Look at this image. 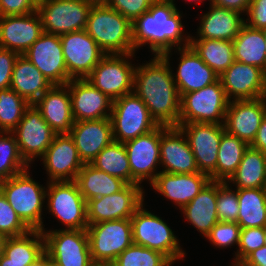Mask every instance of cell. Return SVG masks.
<instances>
[{
	"mask_svg": "<svg viewBox=\"0 0 266 266\" xmlns=\"http://www.w3.org/2000/svg\"><path fill=\"white\" fill-rule=\"evenodd\" d=\"M171 51L135 67L133 92L146 104L158 125L178 126L181 96L170 67Z\"/></svg>",
	"mask_w": 266,
	"mask_h": 266,
	"instance_id": "6da1fadb",
	"label": "cell"
},
{
	"mask_svg": "<svg viewBox=\"0 0 266 266\" xmlns=\"http://www.w3.org/2000/svg\"><path fill=\"white\" fill-rule=\"evenodd\" d=\"M175 5V0L153 2L148 11L132 22L134 53L146 44L158 56L171 51L173 47L177 50L190 46L191 36H183L182 15Z\"/></svg>",
	"mask_w": 266,
	"mask_h": 266,
	"instance_id": "7a4b0ae2",
	"label": "cell"
},
{
	"mask_svg": "<svg viewBox=\"0 0 266 266\" xmlns=\"http://www.w3.org/2000/svg\"><path fill=\"white\" fill-rule=\"evenodd\" d=\"M85 30L105 54L134 53L132 22L107 4L92 5Z\"/></svg>",
	"mask_w": 266,
	"mask_h": 266,
	"instance_id": "3957f363",
	"label": "cell"
},
{
	"mask_svg": "<svg viewBox=\"0 0 266 266\" xmlns=\"http://www.w3.org/2000/svg\"><path fill=\"white\" fill-rule=\"evenodd\" d=\"M47 188L36 182L27 170L0 182V191L19 218L31 229L45 231L42 209Z\"/></svg>",
	"mask_w": 266,
	"mask_h": 266,
	"instance_id": "277c9868",
	"label": "cell"
},
{
	"mask_svg": "<svg viewBox=\"0 0 266 266\" xmlns=\"http://www.w3.org/2000/svg\"><path fill=\"white\" fill-rule=\"evenodd\" d=\"M144 203L130 218L132 224L133 243L158 251L173 264L184 259L185 251L172 229L159 216L146 210Z\"/></svg>",
	"mask_w": 266,
	"mask_h": 266,
	"instance_id": "5b68a950",
	"label": "cell"
},
{
	"mask_svg": "<svg viewBox=\"0 0 266 266\" xmlns=\"http://www.w3.org/2000/svg\"><path fill=\"white\" fill-rule=\"evenodd\" d=\"M228 103L220 79L198 91L184 93L180 99L178 124H224Z\"/></svg>",
	"mask_w": 266,
	"mask_h": 266,
	"instance_id": "8992f818",
	"label": "cell"
},
{
	"mask_svg": "<svg viewBox=\"0 0 266 266\" xmlns=\"http://www.w3.org/2000/svg\"><path fill=\"white\" fill-rule=\"evenodd\" d=\"M86 231L91 259L95 265H110L133 244L130 219L103 221L88 225Z\"/></svg>",
	"mask_w": 266,
	"mask_h": 266,
	"instance_id": "52a82bcc",
	"label": "cell"
},
{
	"mask_svg": "<svg viewBox=\"0 0 266 266\" xmlns=\"http://www.w3.org/2000/svg\"><path fill=\"white\" fill-rule=\"evenodd\" d=\"M110 119L113 139L121 143L144 135L158 126L146 104L134 92L113 101Z\"/></svg>",
	"mask_w": 266,
	"mask_h": 266,
	"instance_id": "ba28073f",
	"label": "cell"
},
{
	"mask_svg": "<svg viewBox=\"0 0 266 266\" xmlns=\"http://www.w3.org/2000/svg\"><path fill=\"white\" fill-rule=\"evenodd\" d=\"M132 57L135 53L106 54L85 79L113 101L130 94L136 67L130 62Z\"/></svg>",
	"mask_w": 266,
	"mask_h": 266,
	"instance_id": "9c48e42d",
	"label": "cell"
},
{
	"mask_svg": "<svg viewBox=\"0 0 266 266\" xmlns=\"http://www.w3.org/2000/svg\"><path fill=\"white\" fill-rule=\"evenodd\" d=\"M47 208L65 230H86L87 207L75 181L48 182L46 186Z\"/></svg>",
	"mask_w": 266,
	"mask_h": 266,
	"instance_id": "30bf717a",
	"label": "cell"
},
{
	"mask_svg": "<svg viewBox=\"0 0 266 266\" xmlns=\"http://www.w3.org/2000/svg\"><path fill=\"white\" fill-rule=\"evenodd\" d=\"M91 7L86 0H43L36 11L44 32L60 36L85 30Z\"/></svg>",
	"mask_w": 266,
	"mask_h": 266,
	"instance_id": "8fae6325",
	"label": "cell"
},
{
	"mask_svg": "<svg viewBox=\"0 0 266 266\" xmlns=\"http://www.w3.org/2000/svg\"><path fill=\"white\" fill-rule=\"evenodd\" d=\"M143 188L140 184H127L116 193L88 200L86 202L88 225L130 219L144 203Z\"/></svg>",
	"mask_w": 266,
	"mask_h": 266,
	"instance_id": "7c38bea8",
	"label": "cell"
},
{
	"mask_svg": "<svg viewBox=\"0 0 266 266\" xmlns=\"http://www.w3.org/2000/svg\"><path fill=\"white\" fill-rule=\"evenodd\" d=\"M45 253L60 266H95L86 230L55 229L42 231Z\"/></svg>",
	"mask_w": 266,
	"mask_h": 266,
	"instance_id": "4fadbf2b",
	"label": "cell"
},
{
	"mask_svg": "<svg viewBox=\"0 0 266 266\" xmlns=\"http://www.w3.org/2000/svg\"><path fill=\"white\" fill-rule=\"evenodd\" d=\"M12 133L16 137L20 155L28 165L34 158L44 155L56 135L34 104L25 110Z\"/></svg>",
	"mask_w": 266,
	"mask_h": 266,
	"instance_id": "5bb4252c",
	"label": "cell"
},
{
	"mask_svg": "<svg viewBox=\"0 0 266 266\" xmlns=\"http://www.w3.org/2000/svg\"><path fill=\"white\" fill-rule=\"evenodd\" d=\"M60 40L71 79H85L106 55L86 30L62 34Z\"/></svg>",
	"mask_w": 266,
	"mask_h": 266,
	"instance_id": "9a60e30c",
	"label": "cell"
},
{
	"mask_svg": "<svg viewBox=\"0 0 266 266\" xmlns=\"http://www.w3.org/2000/svg\"><path fill=\"white\" fill-rule=\"evenodd\" d=\"M124 145L131 170V184L141 185L147 179L151 184L161 172L157 171V166H160V125Z\"/></svg>",
	"mask_w": 266,
	"mask_h": 266,
	"instance_id": "2e32d148",
	"label": "cell"
},
{
	"mask_svg": "<svg viewBox=\"0 0 266 266\" xmlns=\"http://www.w3.org/2000/svg\"><path fill=\"white\" fill-rule=\"evenodd\" d=\"M177 127L189 142L199 172L210 176L216 170L219 145L225 132L224 124L187 123L178 124Z\"/></svg>",
	"mask_w": 266,
	"mask_h": 266,
	"instance_id": "e0dca14e",
	"label": "cell"
},
{
	"mask_svg": "<svg viewBox=\"0 0 266 266\" xmlns=\"http://www.w3.org/2000/svg\"><path fill=\"white\" fill-rule=\"evenodd\" d=\"M53 85H65L68 76L59 35L43 33L23 54Z\"/></svg>",
	"mask_w": 266,
	"mask_h": 266,
	"instance_id": "ac0fdd59",
	"label": "cell"
},
{
	"mask_svg": "<svg viewBox=\"0 0 266 266\" xmlns=\"http://www.w3.org/2000/svg\"><path fill=\"white\" fill-rule=\"evenodd\" d=\"M40 159L49 176V182L75 181L84 165L69 134H56Z\"/></svg>",
	"mask_w": 266,
	"mask_h": 266,
	"instance_id": "d6986e66",
	"label": "cell"
},
{
	"mask_svg": "<svg viewBox=\"0 0 266 266\" xmlns=\"http://www.w3.org/2000/svg\"><path fill=\"white\" fill-rule=\"evenodd\" d=\"M160 164L161 172L189 174L199 169L189 142L177 126L160 125Z\"/></svg>",
	"mask_w": 266,
	"mask_h": 266,
	"instance_id": "ffe728a7",
	"label": "cell"
},
{
	"mask_svg": "<svg viewBox=\"0 0 266 266\" xmlns=\"http://www.w3.org/2000/svg\"><path fill=\"white\" fill-rule=\"evenodd\" d=\"M219 79L229 101L263 98L266 90V73L253 65L234 61Z\"/></svg>",
	"mask_w": 266,
	"mask_h": 266,
	"instance_id": "44dd1931",
	"label": "cell"
},
{
	"mask_svg": "<svg viewBox=\"0 0 266 266\" xmlns=\"http://www.w3.org/2000/svg\"><path fill=\"white\" fill-rule=\"evenodd\" d=\"M266 115L265 98L231 100L225 114L224 128L231 135L249 145L256 137L258 128Z\"/></svg>",
	"mask_w": 266,
	"mask_h": 266,
	"instance_id": "7402d4cb",
	"label": "cell"
},
{
	"mask_svg": "<svg viewBox=\"0 0 266 266\" xmlns=\"http://www.w3.org/2000/svg\"><path fill=\"white\" fill-rule=\"evenodd\" d=\"M66 85L69 88L75 122L111 116L113 100L94 87L87 79H71Z\"/></svg>",
	"mask_w": 266,
	"mask_h": 266,
	"instance_id": "603a6c76",
	"label": "cell"
},
{
	"mask_svg": "<svg viewBox=\"0 0 266 266\" xmlns=\"http://www.w3.org/2000/svg\"><path fill=\"white\" fill-rule=\"evenodd\" d=\"M43 33L37 11L24 15L2 16L0 47L23 55Z\"/></svg>",
	"mask_w": 266,
	"mask_h": 266,
	"instance_id": "cb8c5ba5",
	"label": "cell"
},
{
	"mask_svg": "<svg viewBox=\"0 0 266 266\" xmlns=\"http://www.w3.org/2000/svg\"><path fill=\"white\" fill-rule=\"evenodd\" d=\"M69 135L84 164H90L114 140L110 117L74 122Z\"/></svg>",
	"mask_w": 266,
	"mask_h": 266,
	"instance_id": "d4e9b609",
	"label": "cell"
},
{
	"mask_svg": "<svg viewBox=\"0 0 266 266\" xmlns=\"http://www.w3.org/2000/svg\"><path fill=\"white\" fill-rule=\"evenodd\" d=\"M207 174L197 172L176 174L159 172L151 187L160 195L170 199L180 209L188 204L210 181Z\"/></svg>",
	"mask_w": 266,
	"mask_h": 266,
	"instance_id": "484cf974",
	"label": "cell"
},
{
	"mask_svg": "<svg viewBox=\"0 0 266 266\" xmlns=\"http://www.w3.org/2000/svg\"><path fill=\"white\" fill-rule=\"evenodd\" d=\"M180 62L177 73H172L180 96L198 91L219 80V75L205 64L191 46L178 48Z\"/></svg>",
	"mask_w": 266,
	"mask_h": 266,
	"instance_id": "4316f807",
	"label": "cell"
},
{
	"mask_svg": "<svg viewBox=\"0 0 266 266\" xmlns=\"http://www.w3.org/2000/svg\"><path fill=\"white\" fill-rule=\"evenodd\" d=\"M42 118L56 134H69L74 119L68 86L52 85L35 103Z\"/></svg>",
	"mask_w": 266,
	"mask_h": 266,
	"instance_id": "83f0119b",
	"label": "cell"
},
{
	"mask_svg": "<svg viewBox=\"0 0 266 266\" xmlns=\"http://www.w3.org/2000/svg\"><path fill=\"white\" fill-rule=\"evenodd\" d=\"M209 12L204 13L200 20L197 39H218L233 41L245 23L241 13L222 8L210 3Z\"/></svg>",
	"mask_w": 266,
	"mask_h": 266,
	"instance_id": "f1b7e54d",
	"label": "cell"
},
{
	"mask_svg": "<svg viewBox=\"0 0 266 266\" xmlns=\"http://www.w3.org/2000/svg\"><path fill=\"white\" fill-rule=\"evenodd\" d=\"M185 216L198 232L204 237L214 225L219 222L217 215V181L210 180L203 189L181 209Z\"/></svg>",
	"mask_w": 266,
	"mask_h": 266,
	"instance_id": "f546056e",
	"label": "cell"
},
{
	"mask_svg": "<svg viewBox=\"0 0 266 266\" xmlns=\"http://www.w3.org/2000/svg\"><path fill=\"white\" fill-rule=\"evenodd\" d=\"M53 84L24 55L15 61L10 89L34 104Z\"/></svg>",
	"mask_w": 266,
	"mask_h": 266,
	"instance_id": "4dcf8cb0",
	"label": "cell"
},
{
	"mask_svg": "<svg viewBox=\"0 0 266 266\" xmlns=\"http://www.w3.org/2000/svg\"><path fill=\"white\" fill-rule=\"evenodd\" d=\"M234 58L261 68L266 73V40L263 31L243 24L233 40Z\"/></svg>",
	"mask_w": 266,
	"mask_h": 266,
	"instance_id": "1f68e13d",
	"label": "cell"
},
{
	"mask_svg": "<svg viewBox=\"0 0 266 266\" xmlns=\"http://www.w3.org/2000/svg\"><path fill=\"white\" fill-rule=\"evenodd\" d=\"M75 182L86 202L116 193L127 185L125 181L98 170L91 164L83 165Z\"/></svg>",
	"mask_w": 266,
	"mask_h": 266,
	"instance_id": "d6a6232c",
	"label": "cell"
},
{
	"mask_svg": "<svg viewBox=\"0 0 266 266\" xmlns=\"http://www.w3.org/2000/svg\"><path fill=\"white\" fill-rule=\"evenodd\" d=\"M235 189L266 187V153L249 145L235 173L227 181Z\"/></svg>",
	"mask_w": 266,
	"mask_h": 266,
	"instance_id": "836d02e7",
	"label": "cell"
},
{
	"mask_svg": "<svg viewBox=\"0 0 266 266\" xmlns=\"http://www.w3.org/2000/svg\"><path fill=\"white\" fill-rule=\"evenodd\" d=\"M239 212L237 223L243 228L266 226V189H237Z\"/></svg>",
	"mask_w": 266,
	"mask_h": 266,
	"instance_id": "e575fe53",
	"label": "cell"
},
{
	"mask_svg": "<svg viewBox=\"0 0 266 266\" xmlns=\"http://www.w3.org/2000/svg\"><path fill=\"white\" fill-rule=\"evenodd\" d=\"M190 46L202 61L219 76L235 61L233 41L218 39H196L191 36Z\"/></svg>",
	"mask_w": 266,
	"mask_h": 266,
	"instance_id": "d590c367",
	"label": "cell"
},
{
	"mask_svg": "<svg viewBox=\"0 0 266 266\" xmlns=\"http://www.w3.org/2000/svg\"><path fill=\"white\" fill-rule=\"evenodd\" d=\"M249 144L226 131L219 145L216 170L209 176L212 181L227 182L238 168Z\"/></svg>",
	"mask_w": 266,
	"mask_h": 266,
	"instance_id": "8d00e7d4",
	"label": "cell"
},
{
	"mask_svg": "<svg viewBox=\"0 0 266 266\" xmlns=\"http://www.w3.org/2000/svg\"><path fill=\"white\" fill-rule=\"evenodd\" d=\"M45 253V239L41 230H30L28 233L7 237L3 254L10 261L35 262Z\"/></svg>",
	"mask_w": 266,
	"mask_h": 266,
	"instance_id": "74e56055",
	"label": "cell"
},
{
	"mask_svg": "<svg viewBox=\"0 0 266 266\" xmlns=\"http://www.w3.org/2000/svg\"><path fill=\"white\" fill-rule=\"evenodd\" d=\"M90 164L98 170L131 184V170L124 143L113 140Z\"/></svg>",
	"mask_w": 266,
	"mask_h": 266,
	"instance_id": "f35d334b",
	"label": "cell"
},
{
	"mask_svg": "<svg viewBox=\"0 0 266 266\" xmlns=\"http://www.w3.org/2000/svg\"><path fill=\"white\" fill-rule=\"evenodd\" d=\"M21 157L12 132H0V182L30 168Z\"/></svg>",
	"mask_w": 266,
	"mask_h": 266,
	"instance_id": "ab89813d",
	"label": "cell"
},
{
	"mask_svg": "<svg viewBox=\"0 0 266 266\" xmlns=\"http://www.w3.org/2000/svg\"><path fill=\"white\" fill-rule=\"evenodd\" d=\"M29 106L14 90L0 89V132H12Z\"/></svg>",
	"mask_w": 266,
	"mask_h": 266,
	"instance_id": "60d3db41",
	"label": "cell"
},
{
	"mask_svg": "<svg viewBox=\"0 0 266 266\" xmlns=\"http://www.w3.org/2000/svg\"><path fill=\"white\" fill-rule=\"evenodd\" d=\"M162 253L147 247L132 244L126 248L110 266H172Z\"/></svg>",
	"mask_w": 266,
	"mask_h": 266,
	"instance_id": "b9f144b4",
	"label": "cell"
},
{
	"mask_svg": "<svg viewBox=\"0 0 266 266\" xmlns=\"http://www.w3.org/2000/svg\"><path fill=\"white\" fill-rule=\"evenodd\" d=\"M227 182L217 181V215L219 222H237L239 202L237 189L233 191Z\"/></svg>",
	"mask_w": 266,
	"mask_h": 266,
	"instance_id": "7bdbcfd3",
	"label": "cell"
},
{
	"mask_svg": "<svg viewBox=\"0 0 266 266\" xmlns=\"http://www.w3.org/2000/svg\"><path fill=\"white\" fill-rule=\"evenodd\" d=\"M30 230L0 191V234L5 237H17L28 233Z\"/></svg>",
	"mask_w": 266,
	"mask_h": 266,
	"instance_id": "ee69618b",
	"label": "cell"
},
{
	"mask_svg": "<svg viewBox=\"0 0 266 266\" xmlns=\"http://www.w3.org/2000/svg\"><path fill=\"white\" fill-rule=\"evenodd\" d=\"M265 245L264 228H243L240 232L238 250L231 266H238L250 253Z\"/></svg>",
	"mask_w": 266,
	"mask_h": 266,
	"instance_id": "f6af8a7d",
	"label": "cell"
},
{
	"mask_svg": "<svg viewBox=\"0 0 266 266\" xmlns=\"http://www.w3.org/2000/svg\"><path fill=\"white\" fill-rule=\"evenodd\" d=\"M241 227L237 222H217L206 235L209 242L217 248H229L240 241Z\"/></svg>",
	"mask_w": 266,
	"mask_h": 266,
	"instance_id": "bcb514c9",
	"label": "cell"
},
{
	"mask_svg": "<svg viewBox=\"0 0 266 266\" xmlns=\"http://www.w3.org/2000/svg\"><path fill=\"white\" fill-rule=\"evenodd\" d=\"M150 0H107V5L133 22L137 17L148 11Z\"/></svg>",
	"mask_w": 266,
	"mask_h": 266,
	"instance_id": "7dc6e473",
	"label": "cell"
},
{
	"mask_svg": "<svg viewBox=\"0 0 266 266\" xmlns=\"http://www.w3.org/2000/svg\"><path fill=\"white\" fill-rule=\"evenodd\" d=\"M18 56V53L0 47V89L10 88L12 72Z\"/></svg>",
	"mask_w": 266,
	"mask_h": 266,
	"instance_id": "c3c4849f",
	"label": "cell"
},
{
	"mask_svg": "<svg viewBox=\"0 0 266 266\" xmlns=\"http://www.w3.org/2000/svg\"><path fill=\"white\" fill-rule=\"evenodd\" d=\"M37 9L34 0H0V13L2 16H16L30 14Z\"/></svg>",
	"mask_w": 266,
	"mask_h": 266,
	"instance_id": "681fc988",
	"label": "cell"
},
{
	"mask_svg": "<svg viewBox=\"0 0 266 266\" xmlns=\"http://www.w3.org/2000/svg\"><path fill=\"white\" fill-rule=\"evenodd\" d=\"M245 24L252 28H266V0H252L246 13Z\"/></svg>",
	"mask_w": 266,
	"mask_h": 266,
	"instance_id": "f907efd6",
	"label": "cell"
},
{
	"mask_svg": "<svg viewBox=\"0 0 266 266\" xmlns=\"http://www.w3.org/2000/svg\"><path fill=\"white\" fill-rule=\"evenodd\" d=\"M252 0H211L215 6L231 9L237 12L247 13Z\"/></svg>",
	"mask_w": 266,
	"mask_h": 266,
	"instance_id": "816d5d0a",
	"label": "cell"
},
{
	"mask_svg": "<svg viewBox=\"0 0 266 266\" xmlns=\"http://www.w3.org/2000/svg\"><path fill=\"white\" fill-rule=\"evenodd\" d=\"M238 266H266V245L250 253Z\"/></svg>",
	"mask_w": 266,
	"mask_h": 266,
	"instance_id": "f5cc1de1",
	"label": "cell"
},
{
	"mask_svg": "<svg viewBox=\"0 0 266 266\" xmlns=\"http://www.w3.org/2000/svg\"><path fill=\"white\" fill-rule=\"evenodd\" d=\"M250 146L263 153H266V115L263 118L261 125L258 128L256 137Z\"/></svg>",
	"mask_w": 266,
	"mask_h": 266,
	"instance_id": "db71d44e",
	"label": "cell"
},
{
	"mask_svg": "<svg viewBox=\"0 0 266 266\" xmlns=\"http://www.w3.org/2000/svg\"><path fill=\"white\" fill-rule=\"evenodd\" d=\"M34 262H17V261H10V259L5 256L4 254L0 258V266H29Z\"/></svg>",
	"mask_w": 266,
	"mask_h": 266,
	"instance_id": "11a10c76",
	"label": "cell"
},
{
	"mask_svg": "<svg viewBox=\"0 0 266 266\" xmlns=\"http://www.w3.org/2000/svg\"><path fill=\"white\" fill-rule=\"evenodd\" d=\"M44 266H60L56 261L44 253Z\"/></svg>",
	"mask_w": 266,
	"mask_h": 266,
	"instance_id": "9f6ffc18",
	"label": "cell"
},
{
	"mask_svg": "<svg viewBox=\"0 0 266 266\" xmlns=\"http://www.w3.org/2000/svg\"><path fill=\"white\" fill-rule=\"evenodd\" d=\"M6 239H7V237L0 234V258L4 252V244H5Z\"/></svg>",
	"mask_w": 266,
	"mask_h": 266,
	"instance_id": "6f0895ef",
	"label": "cell"
},
{
	"mask_svg": "<svg viewBox=\"0 0 266 266\" xmlns=\"http://www.w3.org/2000/svg\"><path fill=\"white\" fill-rule=\"evenodd\" d=\"M29 266H44V254Z\"/></svg>",
	"mask_w": 266,
	"mask_h": 266,
	"instance_id": "680465c9",
	"label": "cell"
},
{
	"mask_svg": "<svg viewBox=\"0 0 266 266\" xmlns=\"http://www.w3.org/2000/svg\"><path fill=\"white\" fill-rule=\"evenodd\" d=\"M92 5L107 4V0H86Z\"/></svg>",
	"mask_w": 266,
	"mask_h": 266,
	"instance_id": "91938a15",
	"label": "cell"
},
{
	"mask_svg": "<svg viewBox=\"0 0 266 266\" xmlns=\"http://www.w3.org/2000/svg\"><path fill=\"white\" fill-rule=\"evenodd\" d=\"M262 31H263L264 38L266 40V28L262 29Z\"/></svg>",
	"mask_w": 266,
	"mask_h": 266,
	"instance_id": "94428289",
	"label": "cell"
},
{
	"mask_svg": "<svg viewBox=\"0 0 266 266\" xmlns=\"http://www.w3.org/2000/svg\"><path fill=\"white\" fill-rule=\"evenodd\" d=\"M185 1H195L196 3H197V1L198 2H201V1H203V0H185ZM205 1V0H204ZM210 3H211V0H210Z\"/></svg>",
	"mask_w": 266,
	"mask_h": 266,
	"instance_id": "6125c7cd",
	"label": "cell"
},
{
	"mask_svg": "<svg viewBox=\"0 0 266 266\" xmlns=\"http://www.w3.org/2000/svg\"><path fill=\"white\" fill-rule=\"evenodd\" d=\"M264 234H265V245H266V226L264 227Z\"/></svg>",
	"mask_w": 266,
	"mask_h": 266,
	"instance_id": "be15d7a7",
	"label": "cell"
},
{
	"mask_svg": "<svg viewBox=\"0 0 266 266\" xmlns=\"http://www.w3.org/2000/svg\"><path fill=\"white\" fill-rule=\"evenodd\" d=\"M150 1L153 3V2L163 1V0H150Z\"/></svg>",
	"mask_w": 266,
	"mask_h": 266,
	"instance_id": "e7e4bbea",
	"label": "cell"
},
{
	"mask_svg": "<svg viewBox=\"0 0 266 266\" xmlns=\"http://www.w3.org/2000/svg\"><path fill=\"white\" fill-rule=\"evenodd\" d=\"M37 4L40 3L43 0H34Z\"/></svg>",
	"mask_w": 266,
	"mask_h": 266,
	"instance_id": "03108f58",
	"label": "cell"
}]
</instances>
